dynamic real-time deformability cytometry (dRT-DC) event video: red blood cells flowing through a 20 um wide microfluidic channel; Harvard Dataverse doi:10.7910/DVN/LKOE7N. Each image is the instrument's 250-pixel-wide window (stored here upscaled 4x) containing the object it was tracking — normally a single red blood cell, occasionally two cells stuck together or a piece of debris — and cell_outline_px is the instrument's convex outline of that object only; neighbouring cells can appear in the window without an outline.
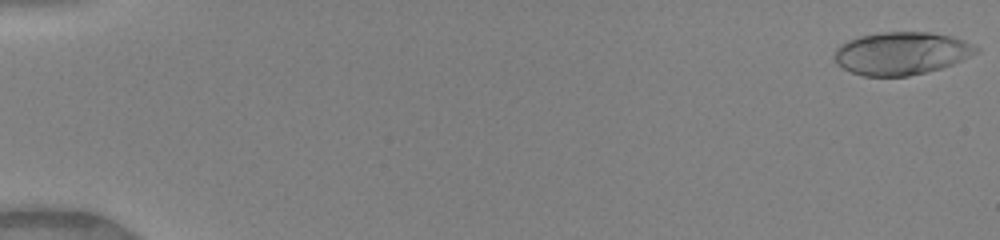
{"species": "human", "species_latin": "Homo sapiens", "temperature_condition": "warm", "stored_images_in_passage": 50, "camera_frame_rate_fps": 3000, "um_per_image_px": 0.085, "donor": {"sex": "female"}, "frame": {"image": 1, "passage_image": 1, "time_ms": 0.0, "image_size_px": [1000, 240], "cell_outline_px": [[980, 48], [976, 52], [952, 64], [940, 68], [908, 76], [864, 76], [852, 72], [836, 64], [832, 56], [836, 48], [840, 44], [848, 40], [860, 36], [880, 32], [928, 32], [952, 36], [964, 40]], "centroid_in_image_um": [76.56, 4.52], "position_along_channel_um": 8.4, "area_um2": 35.2}}
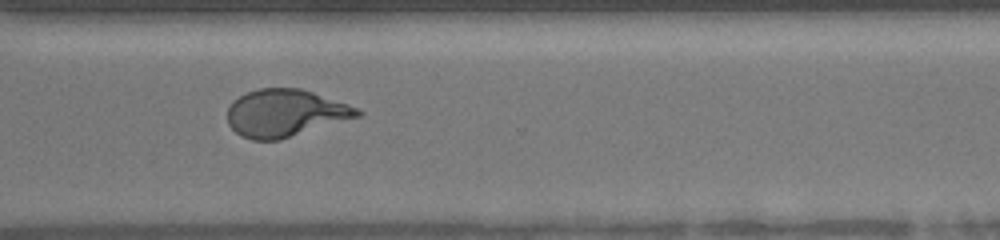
{"frame": {"image": 2, "passage_image": 38, "time_ms": 12.333, "image_size_px": [1000, 240], "cell_outline_px": [[364, 112], [360, 116], [280, 140], [252, 140], [236, 132], [228, 124], [228, 108], [232, 100], [248, 92], [260, 88], [300, 88], [348, 104]], "centroid_in_image_um": [24.24, 9.61], "position_along_channel_um": 346.4, "area_um2": 35.6}}
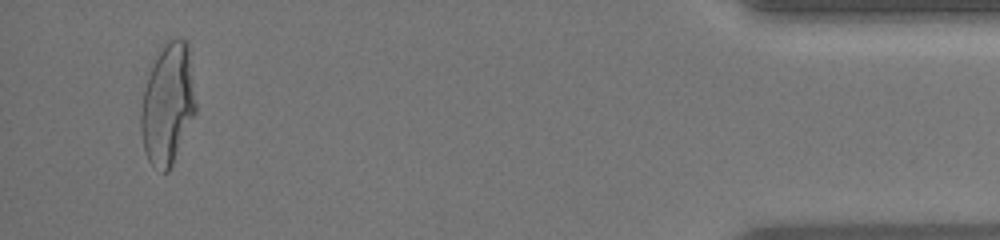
{"frame": {"image": 3, "passage_image": 48, "time_ms": 15.667, "image_size_px": [1000, 240], "cell_outline_px": [[196, 112], [172, 164], [168, 172], [164, 172], [152, 164], [148, 160], [144, 152], [140, 128], [140, 112], [144, 88], [156, 52], [164, 40], [180, 36], [188, 40], [196, 104]], "centroid_in_image_um": [14.25, 8.75], "position_along_channel_um": 421.0, "area_um2": 39.19}, "authors_computed_cell_mechanics": {"area_um2": 35.8071, "velocity_mm_per_s": 4.1243, "shape_relaxation_time_tau1_ms": 5.3895, "shape_relaxation_time_tau2_ms": 0.6845, "deformation_change_tau1": 0.2418, "deformation_change_tau2": 0.0845}}